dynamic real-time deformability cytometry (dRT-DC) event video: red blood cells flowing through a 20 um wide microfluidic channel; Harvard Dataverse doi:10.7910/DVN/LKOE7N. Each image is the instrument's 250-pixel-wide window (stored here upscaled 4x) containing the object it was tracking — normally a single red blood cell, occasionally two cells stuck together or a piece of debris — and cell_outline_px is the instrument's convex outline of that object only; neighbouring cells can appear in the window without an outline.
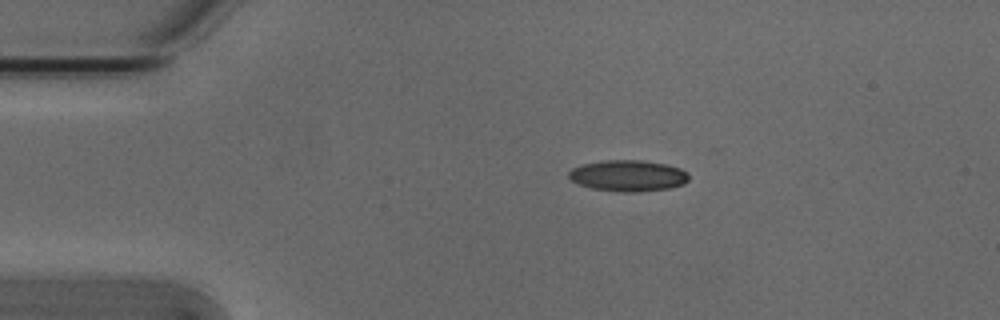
{"species": "Egyptian fruit bat (a non-hibernating species)", "species_latin": "Rousettus aegyptiacus", "temperature_condition": "cold", "stored_images_in_passage": 3, "camera_frame_rate_fps": 3000, "um_per_image_px": 0.085, "animal": {"sex": "male"}, "frame": {"image": 1, "passage_image": 1, "time_ms": 0.0, "image_size_px": [1000, 320], "cell_outline_px": [[688, 180], [684, 184], [668, 188], [640, 192], [620, 192], [592, 188], [580, 184], [572, 180], [568, 176], [568, 172], [572, 168], [580, 164], [600, 160], [640, 160], [664, 164], [680, 168], [688, 172]], "centroid_in_image_um": [53.37, 14.93], "position_along_channel_um": 31.6, "area_um2": 21.91}}
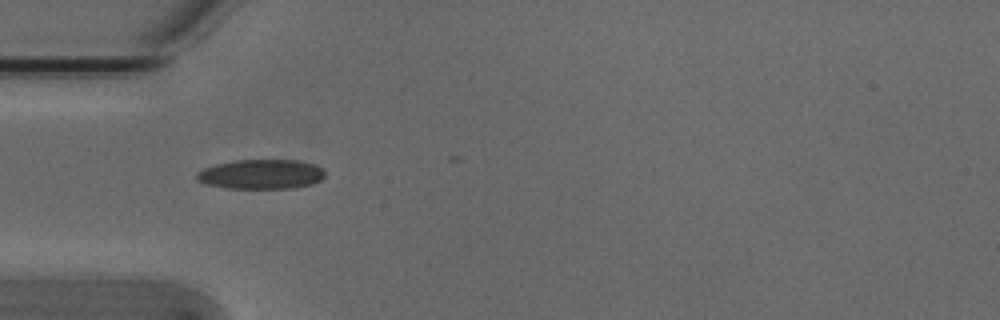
{"frame": {"image": 2, "passage_image": 2, "time_ms": 0.333, "image_size_px": [1000, 320], "cell_outline_px": [[324, 176], [320, 180], [312, 184], [292, 188], [224, 188], [208, 184], [196, 180], [196, 172], [204, 168], [216, 164], [236, 160], [300, 160], [316, 164], [324, 168]], "centroid_in_image_um": [22.21, 14.8], "position_along_channel_um": 62.8, "area_um2": 22.25}}